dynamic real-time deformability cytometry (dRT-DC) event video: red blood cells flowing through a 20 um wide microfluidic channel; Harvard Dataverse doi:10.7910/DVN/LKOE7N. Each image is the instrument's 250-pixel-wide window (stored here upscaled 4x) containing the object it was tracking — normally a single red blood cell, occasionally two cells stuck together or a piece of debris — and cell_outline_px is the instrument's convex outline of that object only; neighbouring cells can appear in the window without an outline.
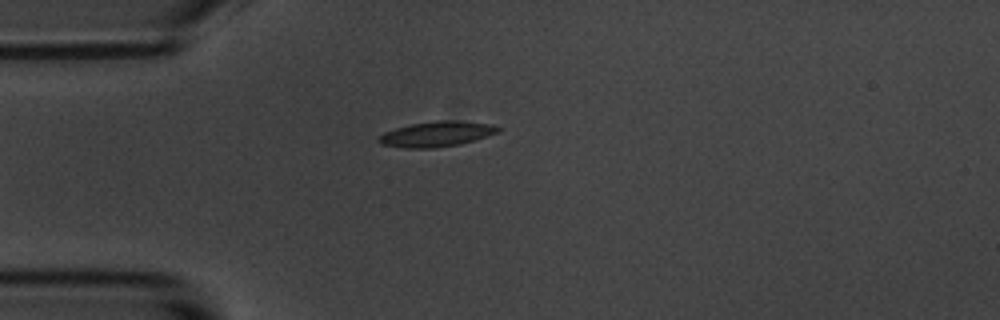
{"species": "common noctule bat (a hibernating species)", "species_latin": "Nyctalus noctula", "temperature_condition": "room temperature", "stored_images_in_passage": 43, "camera_frame_rate_fps": 3000, "um_per_image_px": 0.085, "animal": {"sex": "male", "body_mass_g": 20.1, "forearm_length_mm": 53.5}, "frame": {"image": 1, "passage_image": 1, "time_ms": 0.0, "image_size_px": [1000, 320], "cell_outline_px": [[500, 132], [476, 140], [460, 144], [432, 148], [404, 148], [380, 144], [376, 140], [384, 132], [396, 128], [412, 124], [448, 120], [460, 120], [492, 124], [500, 128]], "centroid_in_image_um": [37.14, 11.4], "position_along_channel_um": 47.9, "area_um2": 17.57}}
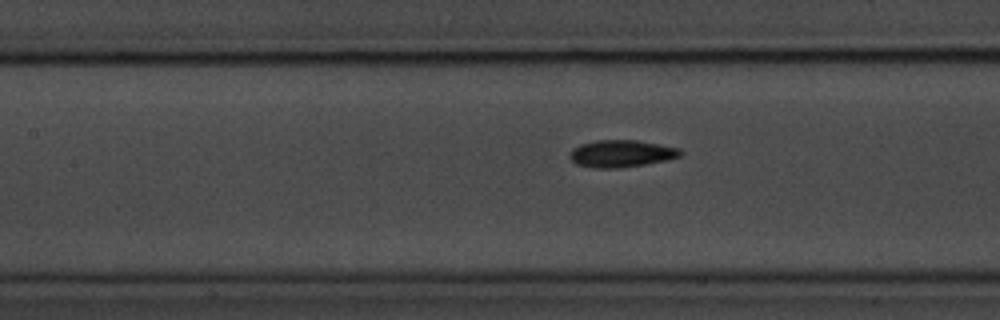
{"frame": {"image": 2, "passage_image": 11, "time_ms": 3.333, "image_size_px": [1000, 320], "cell_outline_px": [[684, 152], [680, 156], [664, 160], [644, 164], [616, 168], [596, 168], [576, 164], [568, 156], [572, 148], [580, 144], [596, 140], [636, 140], [660, 144], [680, 148]], "centroid_in_image_um": [52.79, 13.04], "position_along_channel_um": 154.6, "area_um2": 17.46}}
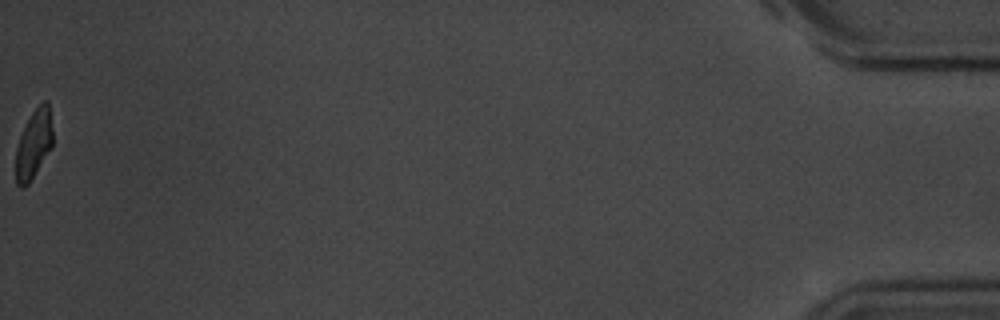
{"frame": {"image": 3, "passage_image": 43, "time_ms": 14.0, "image_size_px": [1000, 320], "cell_outline_px": [[52, 148], [28, 184], [20, 188], [16, 184], [16, 148], [20, 136], [32, 112], [44, 100], [48, 100], [52, 128]], "centroid_in_image_um": [2.87, 12.26], "position_along_channel_um": 432.3, "area_um2": 14.68}, "authors_computed_cell_mechanics": {"area_um2": 16.5886, "velocity_mm_per_s": 3.545, "shape_relaxation_time_tau1_ms": 2.6746, "shape_relaxation_time_tau2_ms": 2.1352, "deformation_change_tau1": 0.1049, "deformation_change_tau2": 0.0637}}